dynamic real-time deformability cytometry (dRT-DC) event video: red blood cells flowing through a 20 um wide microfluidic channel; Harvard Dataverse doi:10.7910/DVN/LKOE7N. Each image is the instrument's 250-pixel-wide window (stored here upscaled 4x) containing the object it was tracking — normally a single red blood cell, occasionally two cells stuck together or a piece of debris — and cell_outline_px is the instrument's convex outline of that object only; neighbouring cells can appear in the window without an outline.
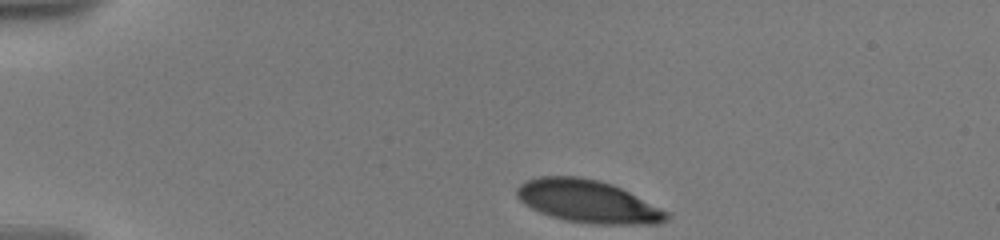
{"species": "human", "species_latin": "Homo sapiens", "temperature_condition": "warm", "stored_images_in_passage": 7, "camera_frame_rate_fps": 3000, "um_per_image_px": 0.085, "donor": {"sex": "male"}, "frame": {"image": 1, "passage_image": 1, "time_ms": 0.0, "image_size_px": [1000, 240], "cell_outline_px": [[672, 216], [668, 220], [660, 224], [600, 224], [568, 220], [552, 216], [540, 212], [524, 204], [516, 196], [516, 188], [520, 184], [528, 180], [540, 176], [580, 176], [600, 180], [612, 184], [668, 212]], "centroid_in_image_um": [49.97, 17.11], "position_along_channel_um": 35.0, "area_um2": 36.93}}
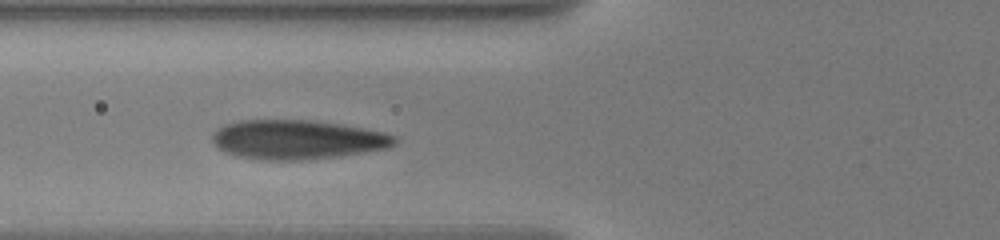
{"frame": {"image": 2, "passage_image": 5, "time_ms": 3.667, "image_size_px": [1000, 240], "cell_outline_px": [[396, 144], [388, 148], [336, 156], [300, 160], [268, 160], [240, 156], [228, 152], [220, 148], [212, 140], [212, 132], [216, 128], [224, 124], [240, 120], [312, 120], [340, 124], [364, 128], [384, 132], [396, 136]], "centroid_in_image_um": [25.27, 11.85], "position_along_channel_um": 100.5, "area_um2": 41.44}}
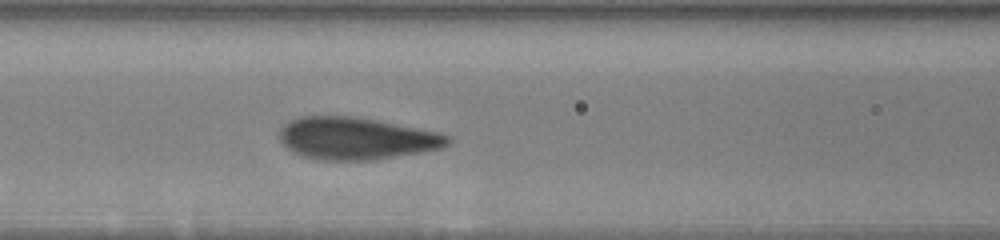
{"frame": {"image": 3, "passage_image": 7, "time_ms": 4.667, "image_size_px": [1000, 240], "cell_outline_px": [[452, 140], [444, 148], [424, 152], [372, 160], [316, 160], [292, 152], [280, 140], [280, 128], [284, 124], [300, 116], [356, 116], [440, 132], [452, 136]], "centroid_in_image_um": [30.33, 11.77], "position_along_channel_um": 136.3, "area_um2": 41.73}}